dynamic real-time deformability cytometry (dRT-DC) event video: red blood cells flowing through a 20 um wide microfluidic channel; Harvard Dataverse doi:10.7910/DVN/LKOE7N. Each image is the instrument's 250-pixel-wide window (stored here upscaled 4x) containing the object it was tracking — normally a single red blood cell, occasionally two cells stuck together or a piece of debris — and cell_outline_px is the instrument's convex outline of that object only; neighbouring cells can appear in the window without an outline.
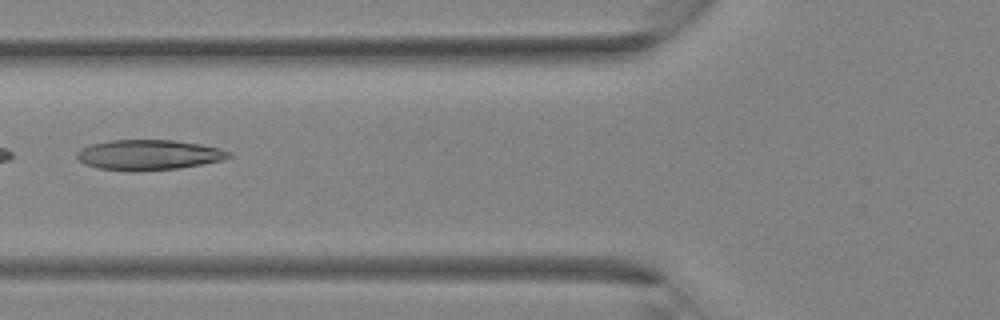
{"species": "Egyptian fruit bat (a non-hibernating species)", "species_latin": "Rousettus aegyptiacus", "temperature_condition": "room temperature", "stored_images_in_passage": 31, "camera_frame_rate_fps": 3000, "um_per_image_px": 0.085, "animal": {"sex": "female"}, "frame": {"image": 1, "passage_image": 10, "time_ms": 3.0, "image_size_px": [1000, 320], "cell_outline_px": [[236, 156], [224, 160], [204, 164], [180, 168], [136, 172], [132, 172], [96, 168], [84, 164], [76, 156], [76, 152], [80, 148], [88, 144], [112, 140], [172, 140], [200, 144], [220, 148], [232, 152]], "centroid_in_image_um": [12.66, 13.17], "position_along_channel_um": 113.1, "area_um2": 27.4}}